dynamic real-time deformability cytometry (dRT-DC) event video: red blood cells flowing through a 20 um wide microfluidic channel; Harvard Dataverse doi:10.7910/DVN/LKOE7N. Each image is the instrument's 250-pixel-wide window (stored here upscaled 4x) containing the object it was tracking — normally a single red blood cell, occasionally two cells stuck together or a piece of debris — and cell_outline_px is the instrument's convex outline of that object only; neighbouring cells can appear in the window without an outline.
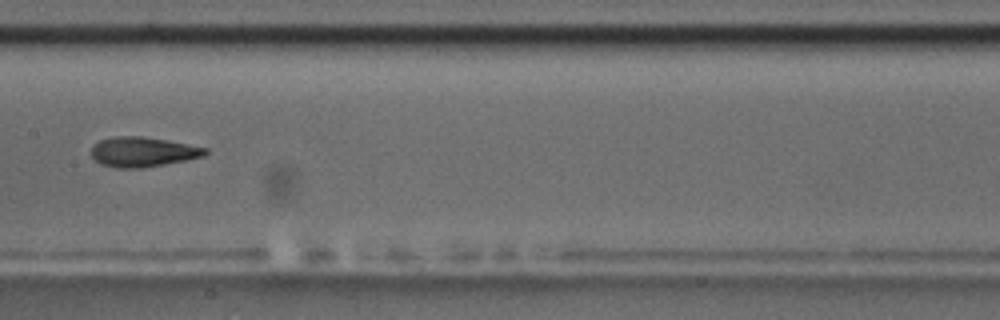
{"species": "common noctule bat (a hibernating species)", "species_latin": "Nyctalus noctula", "temperature_condition": "room temperature", "stored_images_in_passage": 9, "camera_frame_rate_fps": 3000, "um_per_image_px": 0.085, "animal": {"sex": "male", "body_mass_g": 17.5, "forearm_length_mm": 52.3}, "frame": {"image": 1, "passage_image": 8, "time_ms": 9.667, "image_size_px": [1000, 320], "cell_outline_px": [[208, 152], [204, 156], [188, 160], [140, 168], [116, 168], [100, 164], [92, 156], [92, 144], [100, 140], [116, 136], [144, 136], [168, 140], [208, 148]], "centroid_in_image_um": [12.15, 12.9], "position_along_channel_um": 195.3, "area_um2": 19.94}}